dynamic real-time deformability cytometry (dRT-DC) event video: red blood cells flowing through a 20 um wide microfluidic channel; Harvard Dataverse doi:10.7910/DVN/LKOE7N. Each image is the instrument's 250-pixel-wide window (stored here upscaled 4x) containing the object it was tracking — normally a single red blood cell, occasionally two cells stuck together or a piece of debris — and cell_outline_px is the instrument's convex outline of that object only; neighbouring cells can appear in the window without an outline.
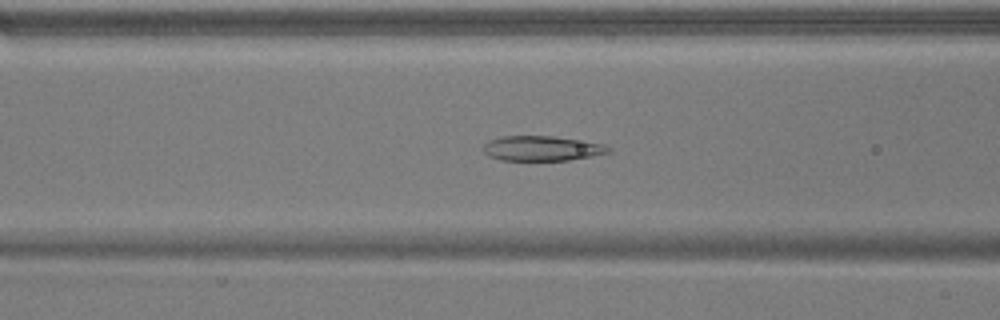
{"species": "common noctule bat (a hibernating species)", "species_latin": "Nyctalus noctula", "temperature_condition": "warm", "stored_images_in_passage": 47, "camera_frame_rate_fps": 3000, "um_per_image_px": 0.085, "animal": {"sex": "male", "body_mass_g": 17.9}, "frame": {"image": 1, "passage_image": 15, "time_ms": 4.667, "image_size_px": [1000, 320], "cell_outline_px": [[612, 152], [592, 156], [568, 160], [500, 160], [488, 156], [484, 152], [484, 144], [492, 140], [504, 136], [552, 136], [604, 144], [612, 148]], "centroid_in_image_um": [46.1, 12.62], "position_along_channel_um": 120.5, "area_um2": 18.03}}
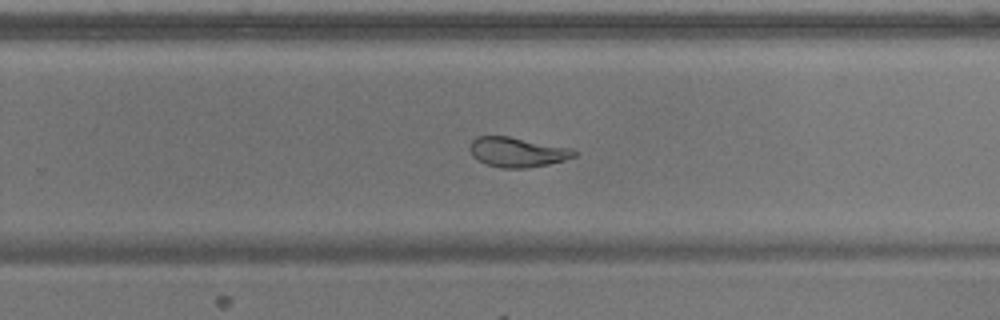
{"frame": {"image": 2, "passage_image": 28, "time_ms": 9.0, "image_size_px": [1000, 320], "cell_outline_px": [[576, 156], [564, 160], [548, 164], [528, 168], [500, 168], [488, 164], [472, 156], [468, 148], [472, 140], [476, 136], [508, 136], [572, 148], [576, 152]], "centroid_in_image_um": [43.96, 12.92], "position_along_channel_um": 285.8, "area_um2": 18.09}}
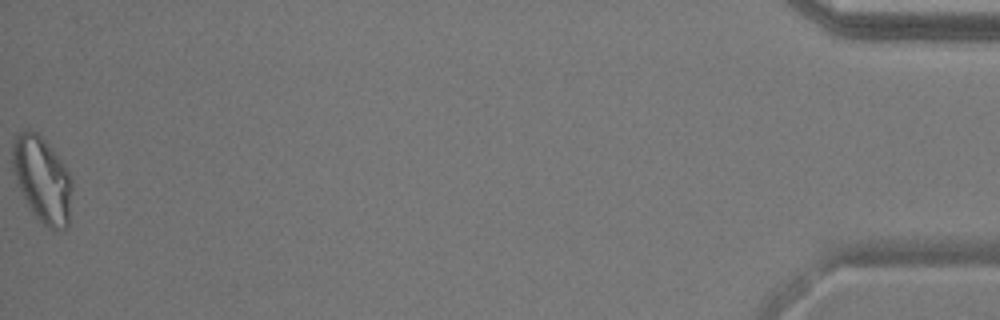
{"frame": {"image": 3, "passage_image": 47, "time_ms": 15.333, "image_size_px": [1000, 320], "cell_outline_px": [[72, 188], [68, 224], [64, 228], [56, 232], [48, 228], [32, 212], [16, 184], [12, 172], [12, 144], [16, 136], [24, 128], [28, 128], [36, 132], [44, 140], [64, 164], [72, 180]], "centroid_in_image_um": [3.56, 15.25], "position_along_channel_um": 431.6, "area_um2": 29.88}, "authors_computed_cell_mechanics": {"area_um2": 21.3282, "velocity_mm_per_s": 3.8264, "shape_relaxation_time_tau1_ms": 7.9697, "shape_relaxation_time_tau2_ms": 1.4424, "deformation_change_tau1": 0.2214, "deformation_change_tau2": 0.0849}}